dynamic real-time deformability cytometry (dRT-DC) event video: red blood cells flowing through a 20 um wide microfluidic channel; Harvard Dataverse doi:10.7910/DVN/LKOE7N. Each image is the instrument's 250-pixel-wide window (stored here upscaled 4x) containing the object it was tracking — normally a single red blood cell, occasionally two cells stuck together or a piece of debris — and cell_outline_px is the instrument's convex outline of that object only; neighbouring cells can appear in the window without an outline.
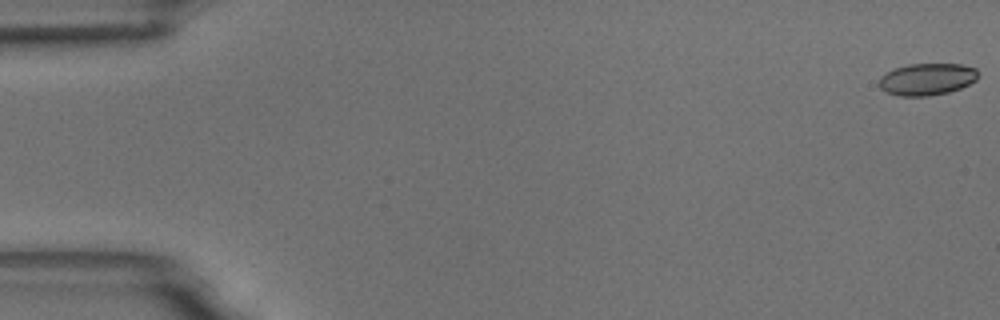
{"species": "common noctule bat (a hibernating species)", "species_latin": "Nyctalus noctula", "temperature_condition": "room temperature", "stored_images_in_passage": 54, "camera_frame_rate_fps": 3000, "um_per_image_px": 0.085, "animal": {"sex": "male", "body_mass_g": 18.8}, "frame": {"image": 1, "passage_image": 1, "time_ms": 0.0, "image_size_px": [1000, 320], "cell_outline_px": [[980, 72], [976, 80], [960, 88], [948, 92], [928, 96], [900, 96], [888, 92], [880, 88], [880, 76], [896, 68], [908, 64], [964, 64], [976, 68]], "centroid_in_image_um": [78.84, 6.72], "position_along_channel_um": 6.2, "area_um2": 18.38}}
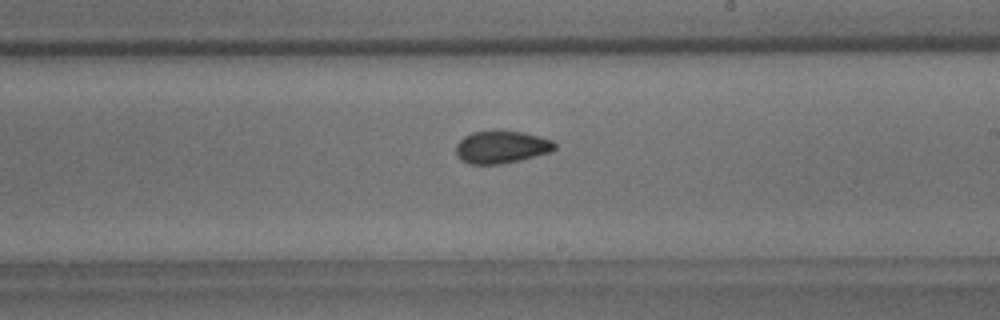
{"frame": {"image": 2, "passage_image": 32, "time_ms": 10.333, "image_size_px": [1000, 320], "cell_outline_px": [[556, 148], [552, 152], [520, 160], [500, 164], [468, 164], [460, 160], [456, 156], [456, 144], [464, 136], [472, 132], [524, 132], [540, 136], [552, 140], [556, 144]], "centroid_in_image_um": [42.63, 12.52], "position_along_channel_um": 246.4, "area_um2": 18.67}}
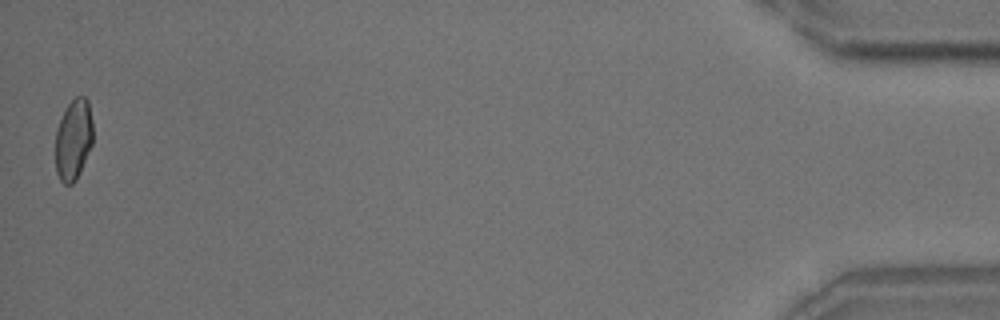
{"frame": {"image": 3, "passage_image": 54, "time_ms": 17.667, "image_size_px": [1000, 320], "cell_outline_px": [[92, 144], [80, 172], [76, 180], [72, 184], [64, 184], [60, 180], [56, 172], [56, 132], [60, 120], [68, 104], [76, 96], [84, 96], [88, 100], [92, 120]], "centroid_in_image_um": [6.25, 11.87], "position_along_channel_um": 429.0, "area_um2": 17.57}, "authors_computed_cell_mechanics": {"area_um2": 18.6116, "velocity_mm_per_s": 3.7604, "shape_relaxation_time_tau1_ms": 5.292, "shape_relaxation_time_tau2_ms": 1.4017, "deformation_change_tau1": 0.1091, "deformation_change_tau2": 0.0499}}